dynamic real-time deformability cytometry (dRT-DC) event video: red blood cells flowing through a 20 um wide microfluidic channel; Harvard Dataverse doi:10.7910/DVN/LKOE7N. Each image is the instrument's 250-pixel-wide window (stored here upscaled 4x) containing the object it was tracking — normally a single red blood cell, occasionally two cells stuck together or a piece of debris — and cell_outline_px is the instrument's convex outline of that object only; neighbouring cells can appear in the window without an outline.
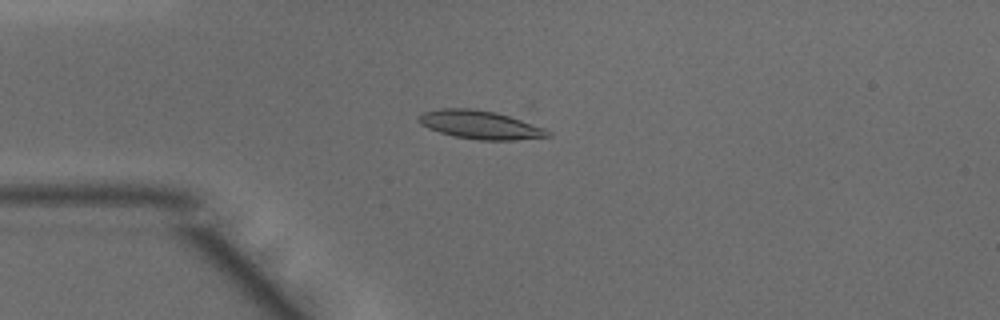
{"species": "common noctule bat (a hibernating species)", "species_latin": "Nyctalus noctula", "temperature_condition": "warm", "stored_images_in_passage": 46, "camera_frame_rate_fps": 3000, "um_per_image_px": 0.085, "animal": {"sex": "male", "body_mass_g": 15.6}, "frame": {"image": 1, "passage_image": 10, "time_ms": 3.0, "image_size_px": [1000, 320], "cell_outline_px": [[552, 136], [516, 140], [476, 140], [452, 136], [428, 128], [420, 124], [416, 120], [416, 116], [424, 112], [440, 108], [472, 108], [496, 112], [544, 128], [552, 132]], "centroid_in_image_um": [40.77, 10.61], "position_along_channel_um": 44.2, "area_um2": 21.5}}
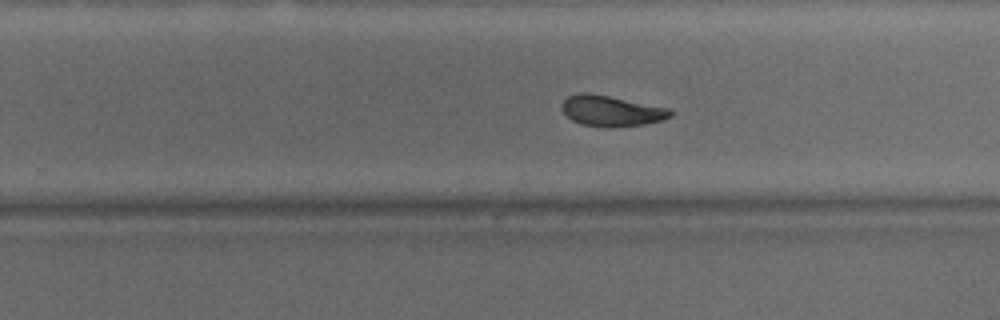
{"frame": {"image": 2, "passage_image": 28, "time_ms": 9.0, "image_size_px": [1000, 320], "cell_outline_px": [[672, 116], [660, 120], [644, 124], [608, 128], [604, 128], [580, 124], [572, 120], [560, 108], [560, 104], [568, 96], [580, 92], [588, 92], [668, 108], [672, 112]], "centroid_in_image_um": [51.9, 9.43], "position_along_channel_um": 277.9, "area_um2": 19.36}}
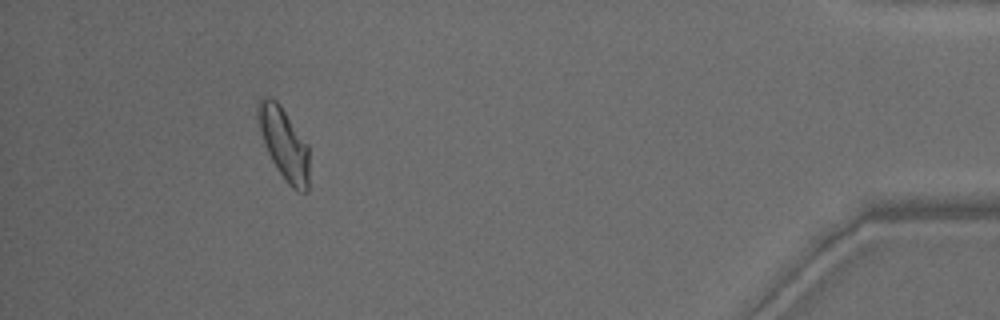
{"frame": {"image": 3, "passage_image": 42, "time_ms": 13.667, "image_size_px": [1000, 320], "cell_outline_px": [[308, 192], [300, 192], [292, 188], [284, 180], [272, 160], [264, 144], [256, 120], [256, 108], [260, 100], [264, 96], [268, 96], [276, 100], [280, 104], [308, 144]], "centroid_in_image_um": [24.12, 12.18], "position_along_channel_um": 411.1, "area_um2": 21.56}, "authors_computed_cell_mechanics": {"area_um2": 20.1722, "velocity_mm_per_s": 4.168, "shape_relaxation_time_tau1_ms": 4.7737, "shape_relaxation_time_tau2_ms": 2.8239, "deformation_change_tau1": 0.1619, "deformation_change_tau2": 0.0948}}